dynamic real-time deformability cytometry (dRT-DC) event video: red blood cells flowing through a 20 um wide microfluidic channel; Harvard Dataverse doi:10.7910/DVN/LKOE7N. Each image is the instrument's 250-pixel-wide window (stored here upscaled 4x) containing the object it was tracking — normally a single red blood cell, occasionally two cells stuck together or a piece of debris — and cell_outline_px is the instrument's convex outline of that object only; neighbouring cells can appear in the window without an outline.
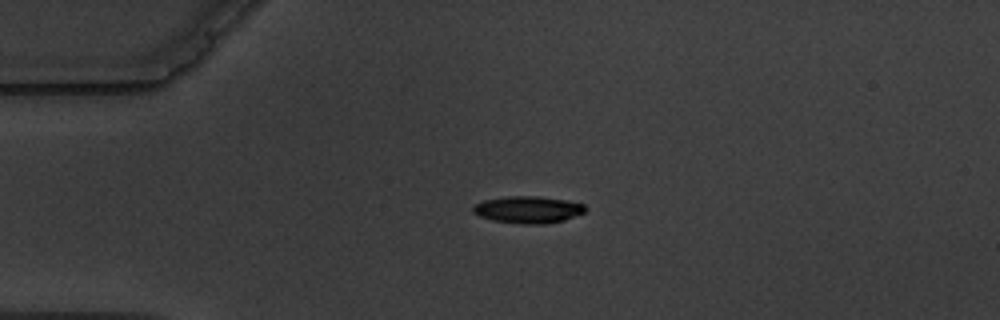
{"species": "common noctule bat (a hibernating species)", "species_latin": "Nyctalus noctula", "temperature_condition": "warm", "stored_images_in_passage": 6, "camera_frame_rate_fps": 3000, "um_per_image_px": 0.085, "animal": {"sex": "male", "body_mass_g": 19.5, "forearm_length_mm": 54.6}, "frame": {"image": 1, "passage_image": 5, "time_ms": 4.667, "image_size_px": [1000, 320], "cell_outline_px": [[588, 208], [584, 212], [564, 220], [544, 224], [524, 224], [492, 220], [480, 216], [472, 212], [472, 208], [476, 204], [484, 200], [504, 196], [540, 196], [564, 200], [584, 204]], "centroid_in_image_um": [44.88, 17.81], "position_along_channel_um": 40.1, "area_um2": 17.63}}